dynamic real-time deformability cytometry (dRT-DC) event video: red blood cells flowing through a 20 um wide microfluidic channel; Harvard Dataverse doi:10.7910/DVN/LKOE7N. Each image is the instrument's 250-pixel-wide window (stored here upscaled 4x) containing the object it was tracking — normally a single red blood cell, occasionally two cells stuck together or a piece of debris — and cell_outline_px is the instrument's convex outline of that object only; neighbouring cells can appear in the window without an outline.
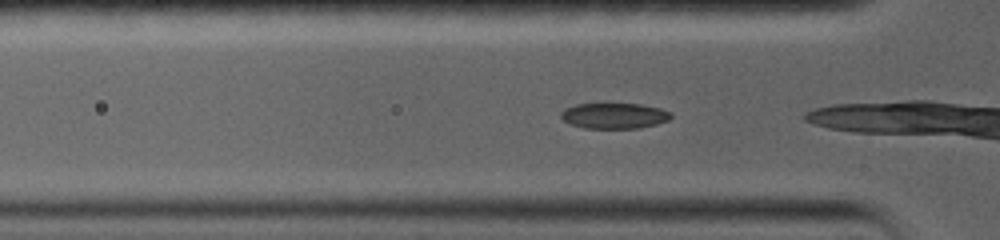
{"species": "common noctule bat (a hibernating species)", "species_latin": "Nyctalus noctula", "temperature_condition": "warm", "stored_images_in_passage": 41, "camera_frame_rate_fps": 5000, "um_per_image_px": 0.085, "animal": {"sex": "female", "body_mass_g": 19.0, "forearm_length_mm": 56.7}, "frame": {"image": 1, "passage_image": 2, "time_ms": 0.4, "image_size_px": [1000, 240], "cell_outline_px": [[672, 116], [668, 120], [656, 124], [640, 128], [584, 128], [572, 124], [564, 120], [560, 116], [560, 112], [564, 108], [576, 104], [640, 104], [660, 108], [672, 112]], "centroid_in_image_um": [52.22, 9.83], "position_along_channel_um": 73.6, "area_um2": 16.42}}
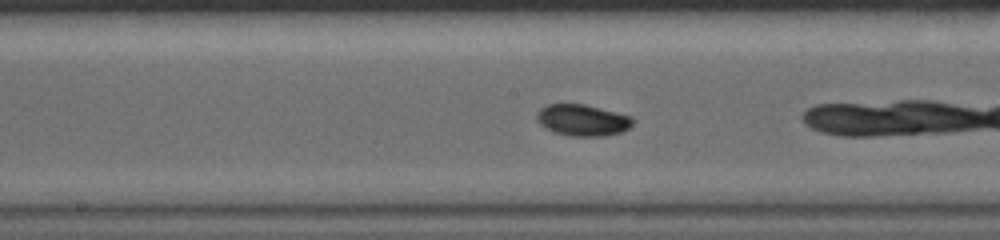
{"frame": {"image": 2, "passage_image": 8, "time_ms": 3.8, "image_size_px": [1000, 240], "cell_outline_px": [[636, 120], [628, 128], [620, 132], [604, 136], [572, 136], [552, 132], [540, 124], [536, 120], [536, 112], [540, 108], [548, 104], [584, 104], [632, 116]], "centroid_in_image_um": [49.5, 10.21], "position_along_channel_um": 198.7, "area_um2": 17.69}}
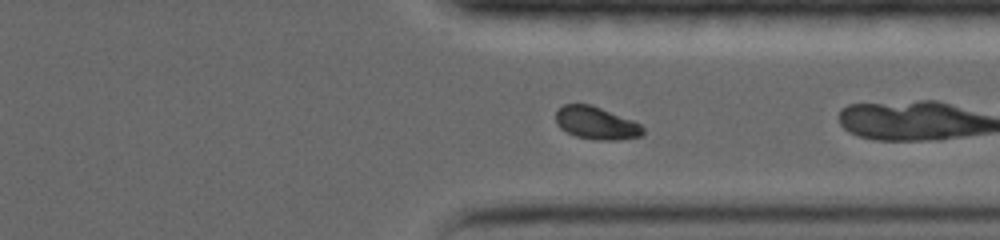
{"frame": {"image": 3, "passage_image": 25, "time_ms": 8.2, "image_size_px": [1000, 240], "cell_outline_px": [[644, 132], [640, 136], [616, 140], [596, 140], [576, 136], [560, 128], [556, 124], [556, 112], [564, 104], [592, 104], [632, 120], [640, 124], [644, 128]], "centroid_in_image_um": [50.67, 10.45], "position_along_channel_um": 360.7, "area_um2": 16.53}}